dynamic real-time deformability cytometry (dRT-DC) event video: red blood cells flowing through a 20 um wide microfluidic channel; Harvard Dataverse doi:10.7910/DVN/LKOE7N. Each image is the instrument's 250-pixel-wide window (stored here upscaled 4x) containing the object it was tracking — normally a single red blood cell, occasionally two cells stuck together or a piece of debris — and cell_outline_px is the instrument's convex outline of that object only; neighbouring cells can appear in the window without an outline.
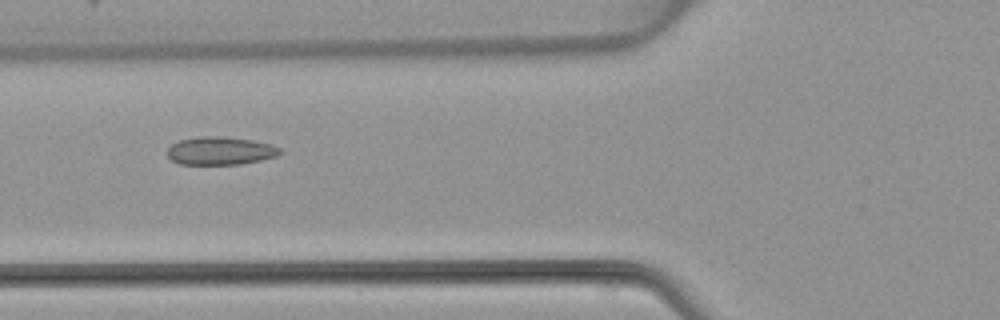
{"species": "common noctule bat (a hibernating species)", "species_latin": "Nyctalus noctula", "temperature_condition": "warm", "stored_images_in_passage": 6, "camera_frame_rate_fps": 3000, "um_per_image_px": 0.085, "animal": {"sex": "female", "body_mass_g": 22.7, "forearm_length_mm": 54.2}, "frame": {"image": 1, "passage_image": 5, "time_ms": 7.0, "image_size_px": [1000, 320], "cell_outline_px": [[284, 152], [276, 156], [260, 160], [240, 164], [180, 164], [172, 160], [168, 156], [168, 148], [172, 144], [180, 140], [200, 136], [220, 136], [252, 140], [272, 144], [280, 148]], "centroid_in_image_um": [18.75, 12.81], "position_along_channel_um": 107.0, "area_um2": 18.38}}
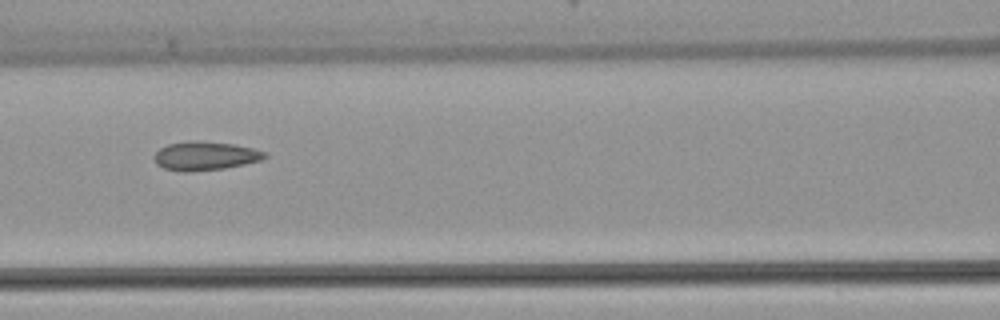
{"frame": {"image": 2, "passage_image": 6, "time_ms": 8.0, "image_size_px": [1000, 320], "cell_outline_px": [[268, 156], [260, 160], [244, 164], [224, 168], [188, 172], [184, 172], [164, 168], [156, 164], [152, 156], [160, 148], [168, 144], [188, 140], [192, 140], [232, 144], [252, 148], [268, 152]], "centroid_in_image_um": [17.41, 13.25], "position_along_channel_um": 149.2, "area_um2": 18.55}}